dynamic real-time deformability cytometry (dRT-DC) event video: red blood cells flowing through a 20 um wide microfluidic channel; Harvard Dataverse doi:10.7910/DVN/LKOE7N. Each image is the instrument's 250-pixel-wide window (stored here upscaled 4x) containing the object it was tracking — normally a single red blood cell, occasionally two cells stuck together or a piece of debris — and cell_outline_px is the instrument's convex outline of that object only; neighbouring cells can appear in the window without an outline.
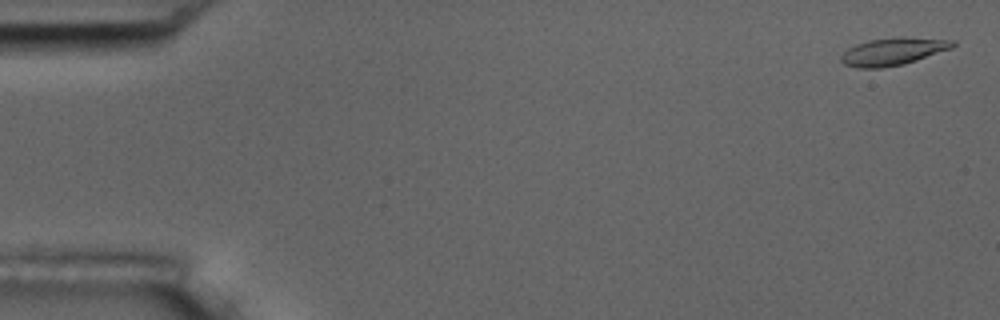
{"species": "common noctule bat (a hibernating species)", "species_latin": "Nyctalus noctula", "temperature_condition": "room temperature", "stored_images_in_passage": 15, "camera_frame_rate_fps": 3000, "um_per_image_px": 0.085, "animal": {"sex": "male", "body_mass_g": 17.5, "forearm_length_mm": 52.3}, "frame": {"image": 1, "passage_image": 1, "time_ms": 0.0, "image_size_px": [1000, 320], "cell_outline_px": [[956, 44], [952, 48], [904, 64], [880, 68], [856, 68], [844, 64], [840, 60], [840, 56], [848, 48], [856, 44], [868, 40], [900, 36], [904, 36], [956, 40]], "centroid_in_image_um": [75.91, 4.36], "position_along_channel_um": 9.1, "area_um2": 18.09}}
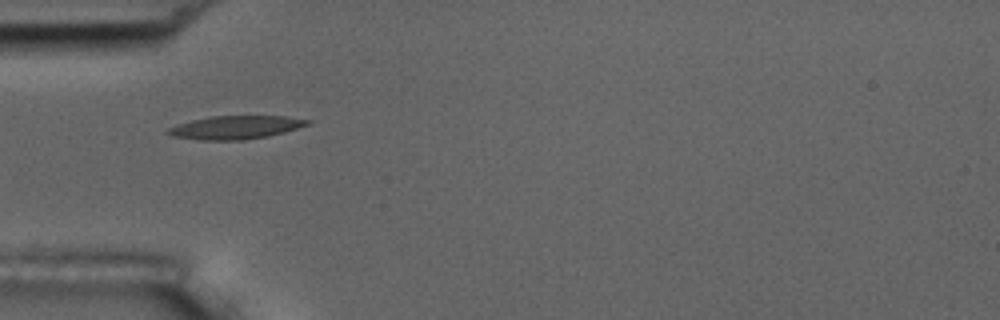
{"frame": {"image": 2, "passage_image": 5, "time_ms": 5.333, "image_size_px": [1000, 320], "cell_outline_px": [[312, 124], [284, 132], [268, 136], [244, 140], [200, 140], [172, 136], [164, 132], [168, 128], [176, 124], [192, 120], [212, 116], [288, 116], [312, 120]], "centroid_in_image_um": [20.04, 10.83], "position_along_channel_um": 65.0, "area_um2": 19.13}}
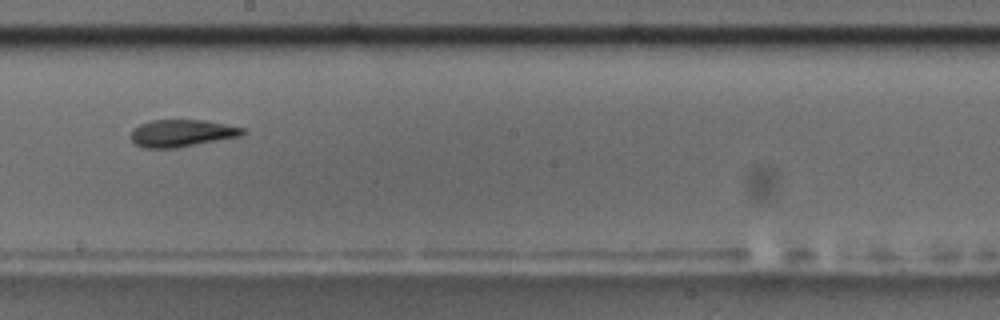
{"frame": {"image": 3, "passage_image": 9, "time_ms": 10.0, "image_size_px": [1000, 320], "cell_outline_px": [[244, 132], [240, 136], [180, 148], [144, 148], [136, 144], [132, 140], [132, 128], [140, 124], [152, 120], [204, 120], [244, 128]], "centroid_in_image_um": [15.43, 11.33], "position_along_channel_um": 232.8, "area_um2": 17.69}, "authors_computed_cell_mechanics": {"area_um2": 18.0336, "velocity_mm_per_s": 3.6195, "shape_relaxation_time_tau1_ms": 8.1395, "shape_relaxation_time_tau2_ms": null, "deformation_change_tau1": 0.2024, "deformation_change_tau2": null}}